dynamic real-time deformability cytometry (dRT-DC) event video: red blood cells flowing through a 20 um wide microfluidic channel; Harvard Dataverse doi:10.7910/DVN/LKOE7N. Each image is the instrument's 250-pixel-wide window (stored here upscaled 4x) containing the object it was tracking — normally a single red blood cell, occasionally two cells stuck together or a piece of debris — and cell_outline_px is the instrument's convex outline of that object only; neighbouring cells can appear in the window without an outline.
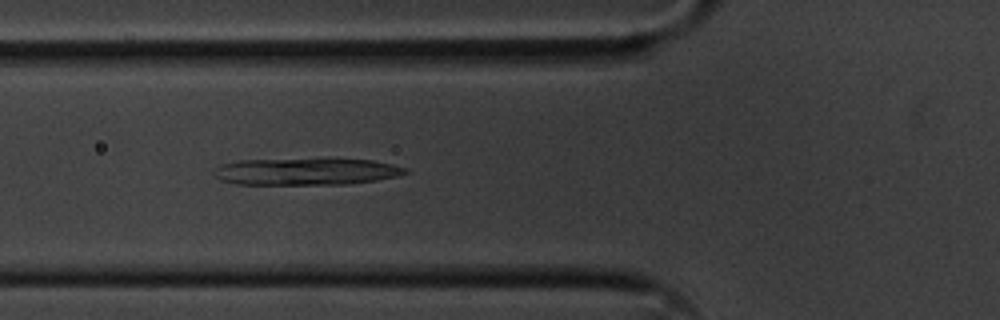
{"species": "common noctule bat (a hibernating species)", "species_latin": "Nyctalus noctula", "temperature_condition": "cold", "stored_images_in_passage": 51, "camera_frame_rate_fps": 3000, "um_per_image_px": 0.085, "animal": {"sex": "male", "body_mass_g": 20.1, "forearm_length_mm": 53.5}, "frame": {"image": 1, "passage_image": 19, "time_ms": 6.0, "image_size_px": [1000, 320], "cell_outline_px": [[412, 172], [400, 176], [376, 180], [348, 184], [236, 184], [220, 180], [212, 172], [212, 168], [220, 164], [240, 160], [372, 160], [392, 164], [408, 168]], "centroid_in_image_um": [26.03, 14.6], "position_along_channel_um": 99.8, "area_um2": 29.77}}
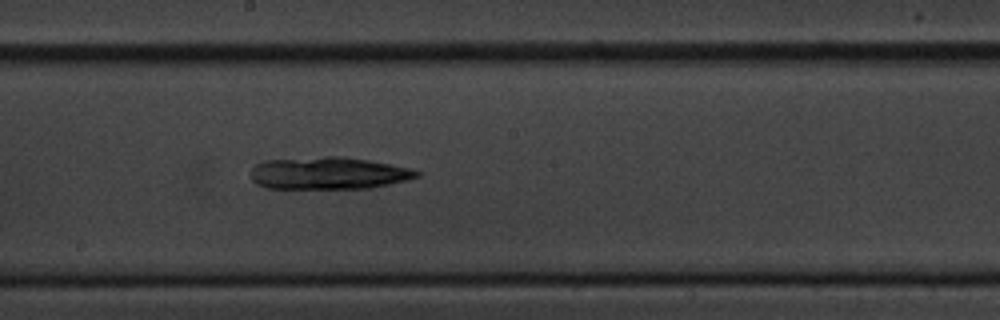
{"frame": {"image": 2, "passage_image": 29, "time_ms": 9.333, "image_size_px": [1000, 320], "cell_outline_px": [[420, 176], [408, 180], [368, 188], [264, 188], [256, 184], [252, 180], [252, 168], [256, 164], [264, 160], [324, 156], [340, 156], [368, 160], [408, 168], [420, 172]], "centroid_in_image_um": [27.88, 14.72], "position_along_channel_um": 220.3, "area_um2": 31.1}}
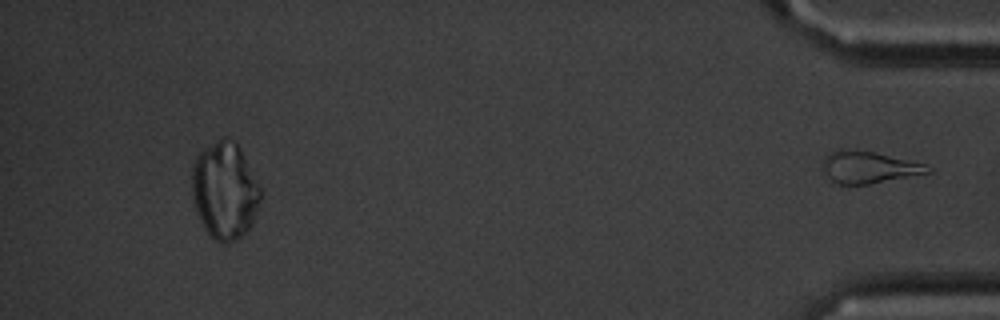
{"frame": {"image": 3, "passage_image": 51, "time_ms": 16.667, "image_size_px": [1000, 320], "cell_outline_px": [[932, 172], [868, 184], [836, 184], [820, 168], [820, 164], [824, 156], [836, 148], [844, 148], [872, 152], [924, 164], [932, 168]], "centroid_in_image_um": [73.74, 14.2], "position_along_channel_um": 361.5, "area_um2": 19.54}}